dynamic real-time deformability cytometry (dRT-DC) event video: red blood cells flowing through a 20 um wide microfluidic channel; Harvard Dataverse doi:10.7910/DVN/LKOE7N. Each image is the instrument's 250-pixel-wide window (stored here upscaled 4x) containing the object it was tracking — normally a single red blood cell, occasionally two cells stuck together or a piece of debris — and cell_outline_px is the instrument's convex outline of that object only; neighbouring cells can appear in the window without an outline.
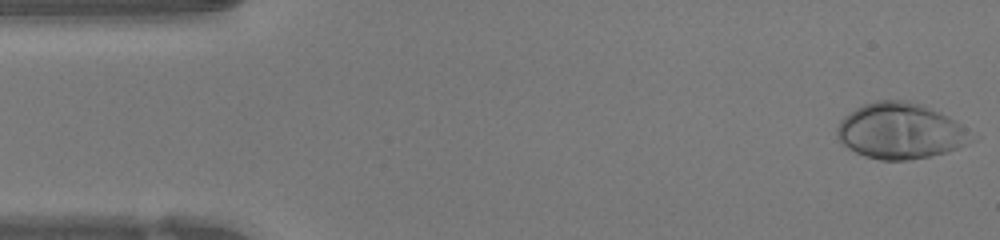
{"species": "human", "species_latin": "Homo sapiens", "temperature_condition": "warm", "stored_images_in_passage": 47, "camera_frame_rate_fps": 3000, "um_per_image_px": 0.085, "donor": {"sex": "female"}, "frame": {"image": 1, "passage_image": 1, "time_ms": 0.0, "image_size_px": [1000, 240], "cell_outline_px": [[972, 140], [956, 148], [932, 156], [908, 160], [880, 160], [864, 156], [848, 148], [836, 136], [836, 128], [840, 120], [844, 116], [856, 108], [864, 104], [876, 100], [908, 100], [924, 104], [948, 116], [960, 124], [972, 136]], "centroid_in_image_um": [76.48, 11.12], "position_along_channel_um": 8.5, "area_um2": 43.58}}
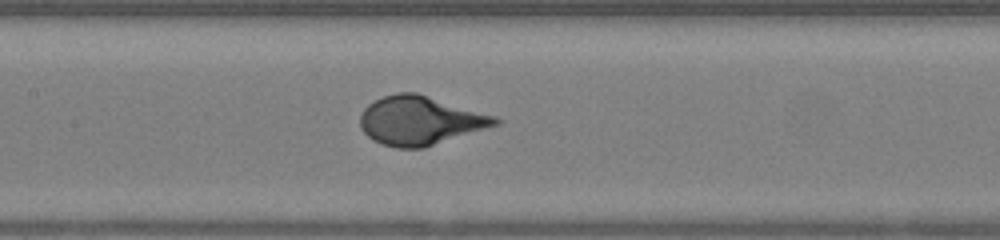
{"frame": {"image": 2, "passage_image": 21, "time_ms": 6.667, "image_size_px": [1000, 240], "cell_outline_px": [[504, 120], [500, 124], [424, 148], [396, 148], [380, 144], [372, 140], [360, 128], [360, 116], [364, 108], [368, 104], [384, 96], [396, 92], [416, 92], [496, 116]], "centroid_in_image_um": [35.72, 10.25], "position_along_channel_um": 171.7, "area_um2": 38.61}}
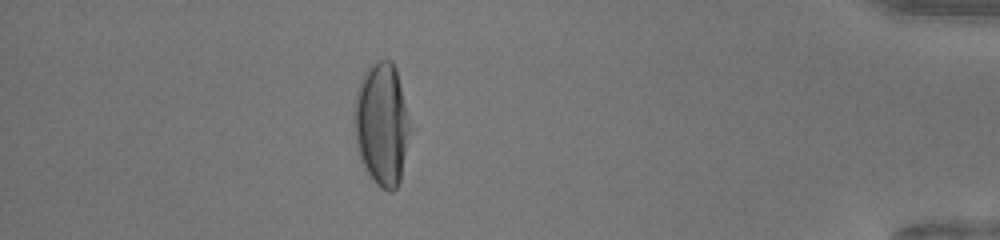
{"frame": {"image": 3, "passage_image": 41, "time_ms": 13.333, "image_size_px": [1000, 240], "cell_outline_px": [[416, 128], [400, 180], [396, 188], [392, 192], [388, 192], [380, 188], [372, 180], [360, 160], [356, 144], [352, 120], [356, 92], [360, 80], [368, 64], [376, 60], [392, 60], [396, 68]], "centroid_in_image_um": [32.53, 10.56], "position_along_channel_um": 402.7, "area_um2": 42.48}}